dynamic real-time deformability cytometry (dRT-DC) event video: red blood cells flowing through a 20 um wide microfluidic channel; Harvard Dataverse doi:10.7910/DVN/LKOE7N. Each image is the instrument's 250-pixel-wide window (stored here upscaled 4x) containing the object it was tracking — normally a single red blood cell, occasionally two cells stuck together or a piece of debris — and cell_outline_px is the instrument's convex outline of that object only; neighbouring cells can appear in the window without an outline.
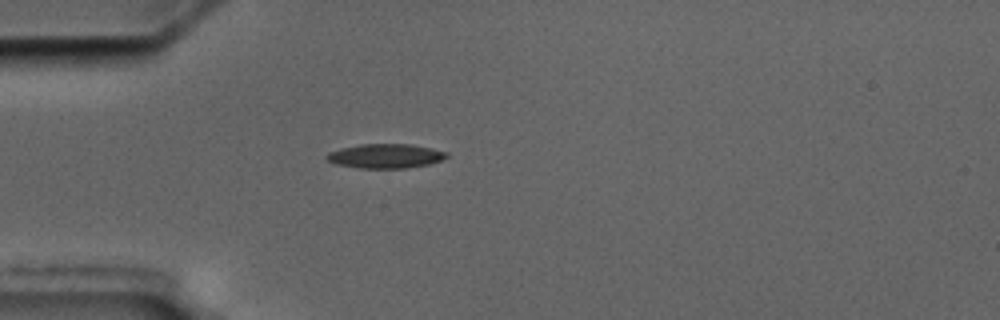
{"species": "common noctule bat (a hibernating species)", "species_latin": "Nyctalus noctula", "temperature_condition": "cold", "stored_images_in_passage": 1, "camera_frame_rate_fps": 3000, "um_per_image_px": 0.085, "animal": {"sex": "male", "body_mass_g": 17.5, "forearm_length_mm": 52.3}, "frame": {"image": 1, "passage_image": 1, "time_ms": 0.0, "image_size_px": [1000, 320], "cell_outline_px": [[448, 156], [440, 160], [428, 164], [404, 168], [360, 168], [336, 164], [328, 160], [324, 156], [328, 152], [340, 148], [360, 144], [408, 144], [432, 148], [448, 152]], "centroid_in_image_um": [32.73, 13.25], "position_along_channel_um": 52.3, "area_um2": 16.94}}